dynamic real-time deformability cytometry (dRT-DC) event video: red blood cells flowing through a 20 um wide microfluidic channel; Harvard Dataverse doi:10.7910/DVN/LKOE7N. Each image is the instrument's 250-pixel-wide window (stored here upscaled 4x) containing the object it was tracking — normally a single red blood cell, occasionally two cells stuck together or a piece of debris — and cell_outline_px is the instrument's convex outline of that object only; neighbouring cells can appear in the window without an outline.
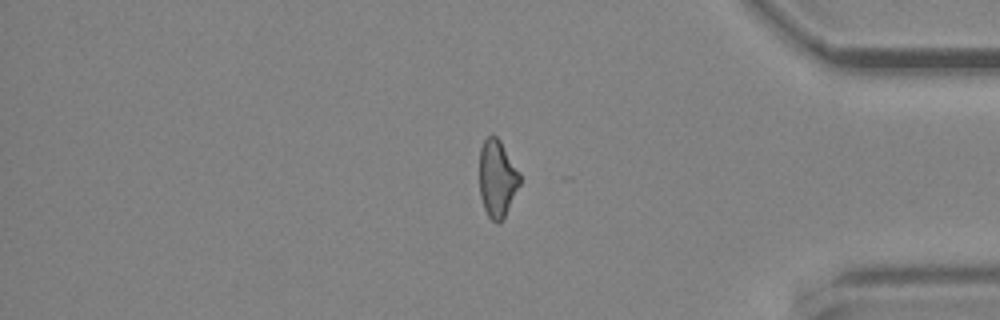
{"species": "common noctule bat (a hibernating species)", "species_latin": "Nyctalus noctula", "temperature_condition": "cold", "stored_images_in_passage": 14, "segment_of_instrument_passage": [2, 2], "camera_frame_rate_fps": 3000, "um_per_image_px": 0.085, "animal": {"sex": "male", "body_mass_g": 19.2, "forearm_length_mm": 51.8}, "frame": {"image": 1, "passage_image": 14, "time_ms": 4.333, "image_size_px": [1000, 320], "cell_outline_px": [[520, 184], [504, 216], [496, 224], [488, 216], [484, 208], [480, 196], [480, 148], [484, 140], [488, 136], [496, 136], [500, 140], [520, 172]], "centroid_in_image_um": [42.26, 15.15], "position_along_channel_um": 392.9, "area_um2": 17.98}}